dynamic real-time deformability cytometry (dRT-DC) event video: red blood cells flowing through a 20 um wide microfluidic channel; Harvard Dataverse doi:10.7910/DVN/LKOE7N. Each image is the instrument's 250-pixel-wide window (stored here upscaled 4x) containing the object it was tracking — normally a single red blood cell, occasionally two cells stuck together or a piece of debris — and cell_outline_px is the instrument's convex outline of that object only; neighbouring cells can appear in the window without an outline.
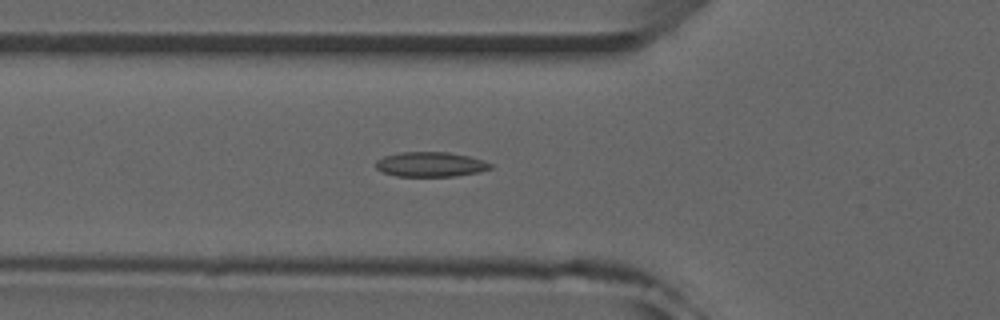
{"species": "common noctule bat (a hibernating species)", "species_latin": "Nyctalus noctula", "temperature_condition": "room temperature", "stored_images_in_passage": 51, "camera_frame_rate_fps": 3000, "um_per_image_px": 0.085, "animal": {"sex": "male", "forearm_length_mm": 52.5}, "frame": {"image": 1, "passage_image": 18, "time_ms": 5.667, "image_size_px": [1000, 320], "cell_outline_px": [[492, 168], [480, 172], [456, 176], [396, 176], [384, 172], [376, 168], [376, 160], [384, 156], [400, 152], [448, 152], [468, 156], [484, 160], [492, 164]], "centroid_in_image_um": [36.62, 13.97], "position_along_channel_um": 89.2, "area_um2": 16.59}}
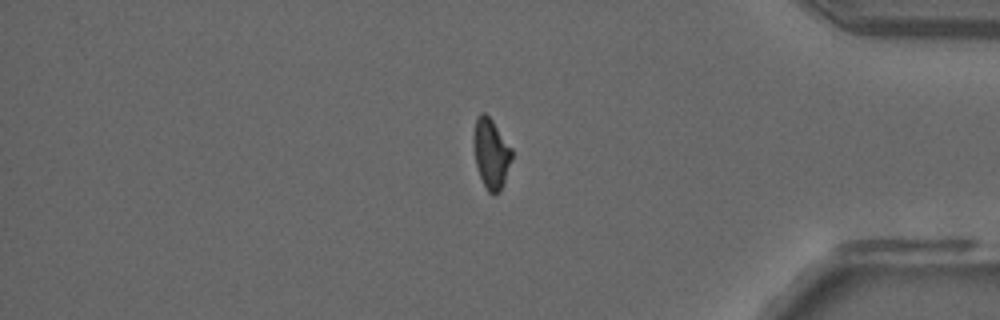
{"frame": {"image": 2, "passage_image": 43, "time_ms": 14.0, "image_size_px": [1000, 320], "cell_outline_px": [[512, 160], [500, 192], [496, 196], [492, 196], [488, 192], [480, 176], [476, 164], [472, 144], [472, 136], [476, 116], [480, 112], [484, 112], [492, 120], [512, 148]], "centroid_in_image_um": [41.72, 13.04], "position_along_channel_um": 393.5, "area_um2": 15.9}}
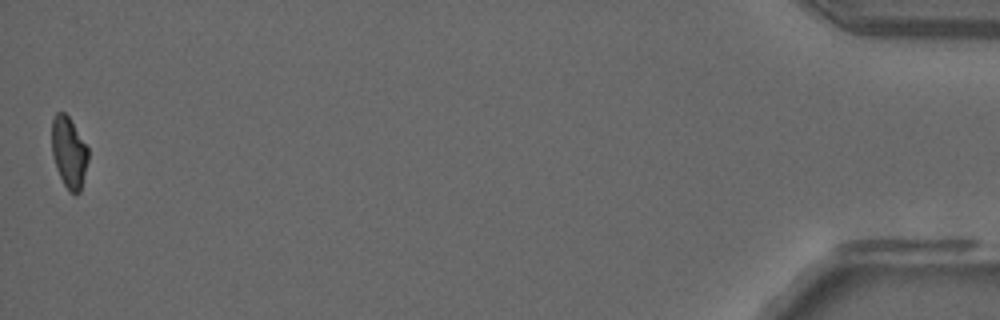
{"frame": {"image": 3, "passage_image": 51, "time_ms": 16.667, "image_size_px": [1000, 320], "cell_outline_px": [[88, 160], [80, 192], [68, 192], [56, 168], [52, 152], [52, 120], [56, 112], [64, 112], [68, 116], [88, 148]], "centroid_in_image_um": [5.85, 12.95], "position_along_channel_um": 429.4, "area_um2": 14.85}, "authors_computed_cell_mechanics": {"area_um2": 16.184, "velocity_mm_per_s": 3.9802, "shape_relaxation_time_tau1_ms": null, "shape_relaxation_time_tau2_ms": 3.0534, "deformation_change_tau1": null, "deformation_change_tau2": 0.0941}}